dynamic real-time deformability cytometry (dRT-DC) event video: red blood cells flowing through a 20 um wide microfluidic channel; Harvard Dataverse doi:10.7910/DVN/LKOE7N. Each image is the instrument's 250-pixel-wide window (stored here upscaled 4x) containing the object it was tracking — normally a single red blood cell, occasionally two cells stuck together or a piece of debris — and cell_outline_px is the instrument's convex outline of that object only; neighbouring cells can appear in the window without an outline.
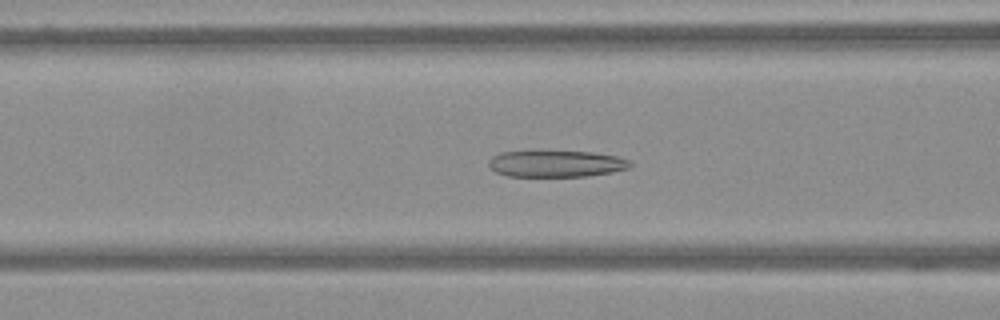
{"species": "Egyptian fruit bat (a non-hibernating species)", "species_latin": "Rousettus aegyptiacus", "temperature_condition": "warm", "stored_images_in_passage": 62, "camera_frame_rate_fps": 3000, "um_per_image_px": 0.085, "frame": {"image": 1, "passage_image": 25, "time_ms": 8.0, "image_size_px": [1000, 320], "cell_outline_px": [[632, 164], [628, 168], [612, 172], [588, 176], [508, 176], [496, 172], [488, 164], [488, 160], [492, 156], [500, 152], [592, 152], [616, 156], [628, 160]], "centroid_in_image_um": [47.26, 13.92], "position_along_channel_um": 119.3, "area_um2": 21.56}}
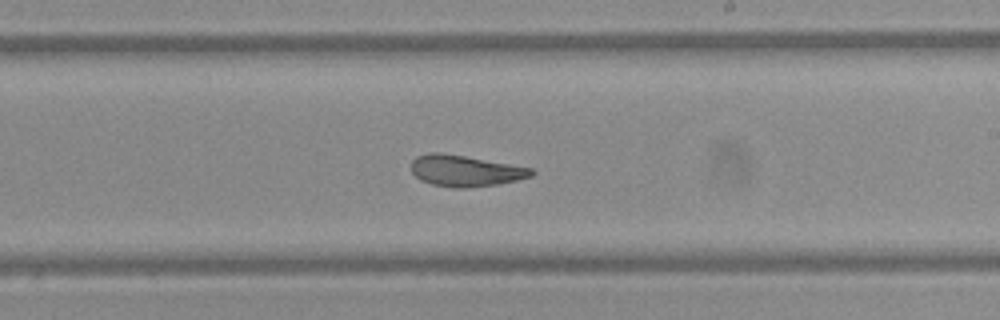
{"frame": {"image": 2, "passage_image": 37, "time_ms": 12.0, "image_size_px": [1000, 320], "cell_outline_px": [[536, 172], [532, 176], [516, 180], [496, 184], [460, 188], [452, 188], [432, 184], [420, 180], [412, 172], [412, 160], [416, 156], [432, 152], [440, 152], [464, 156], [532, 168]], "centroid_in_image_um": [39.53, 14.51], "position_along_channel_um": 249.5, "area_um2": 21.62}}
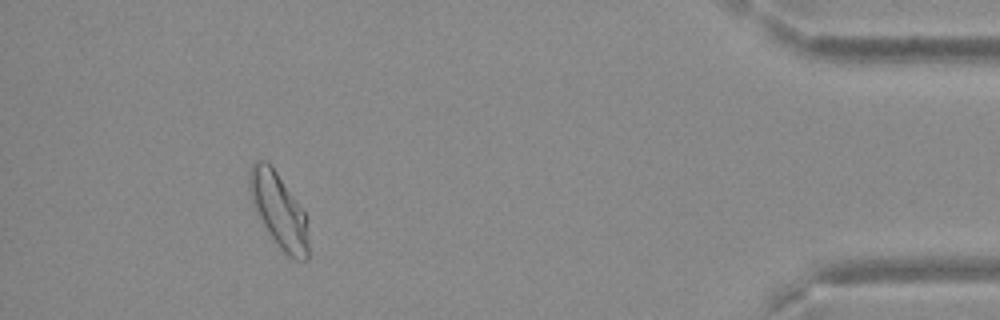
{"frame": {"image": 3, "passage_image": 57, "time_ms": 18.667, "image_size_px": [1000, 320], "cell_outline_px": [[308, 256], [304, 260], [292, 260], [280, 248], [260, 220], [252, 204], [248, 192], [248, 172], [252, 164], [256, 160], [264, 160], [276, 172], [308, 216]], "centroid_in_image_um": [23.69, 17.89], "position_along_channel_um": 411.5, "area_um2": 25.78}}